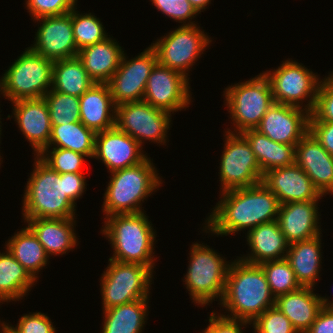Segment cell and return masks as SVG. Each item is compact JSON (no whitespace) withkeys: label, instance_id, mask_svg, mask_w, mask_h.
I'll list each match as a JSON object with an SVG mask.
<instances>
[{"label":"cell","instance_id":"6da1fadb","mask_svg":"<svg viewBox=\"0 0 333 333\" xmlns=\"http://www.w3.org/2000/svg\"><path fill=\"white\" fill-rule=\"evenodd\" d=\"M33 157V171L22 198L23 219L78 217L76 201L82 198L88 185L84 174H59L38 156Z\"/></svg>","mask_w":333,"mask_h":333},{"label":"cell","instance_id":"7a4b0ae2","mask_svg":"<svg viewBox=\"0 0 333 333\" xmlns=\"http://www.w3.org/2000/svg\"><path fill=\"white\" fill-rule=\"evenodd\" d=\"M219 201L203 223V233L228 236L249 232L260 224L277 220L280 203L262 183L221 192Z\"/></svg>","mask_w":333,"mask_h":333},{"label":"cell","instance_id":"3957f363","mask_svg":"<svg viewBox=\"0 0 333 333\" xmlns=\"http://www.w3.org/2000/svg\"><path fill=\"white\" fill-rule=\"evenodd\" d=\"M218 304L226 310L222 315L250 323L275 306V297L262 267L238 257L234 259L228 269L223 298Z\"/></svg>","mask_w":333,"mask_h":333},{"label":"cell","instance_id":"277c9868","mask_svg":"<svg viewBox=\"0 0 333 333\" xmlns=\"http://www.w3.org/2000/svg\"><path fill=\"white\" fill-rule=\"evenodd\" d=\"M103 218L104 225L100 233L107 238L113 249V255L109 259L138 263L154 270L157 261V257H154L157 232L148 215L140 212Z\"/></svg>","mask_w":333,"mask_h":333},{"label":"cell","instance_id":"5b68a950","mask_svg":"<svg viewBox=\"0 0 333 333\" xmlns=\"http://www.w3.org/2000/svg\"><path fill=\"white\" fill-rule=\"evenodd\" d=\"M158 172L153 158L147 157L135 166L109 173L110 180L103 194V215L146 212L142 203L164 182Z\"/></svg>","mask_w":333,"mask_h":333},{"label":"cell","instance_id":"8992f818","mask_svg":"<svg viewBox=\"0 0 333 333\" xmlns=\"http://www.w3.org/2000/svg\"><path fill=\"white\" fill-rule=\"evenodd\" d=\"M187 258L189 264L182 280L189 291L192 303L195 306L197 304L206 307L211 306L213 301L221 302L232 260L226 261L227 257L222 256L207 243L201 244L197 241L192 242Z\"/></svg>","mask_w":333,"mask_h":333},{"label":"cell","instance_id":"52a82bcc","mask_svg":"<svg viewBox=\"0 0 333 333\" xmlns=\"http://www.w3.org/2000/svg\"><path fill=\"white\" fill-rule=\"evenodd\" d=\"M222 96L233 126L226 130L231 133L256 129L274 103L270 82L263 71L249 80L228 85Z\"/></svg>","mask_w":333,"mask_h":333},{"label":"cell","instance_id":"ba28073f","mask_svg":"<svg viewBox=\"0 0 333 333\" xmlns=\"http://www.w3.org/2000/svg\"><path fill=\"white\" fill-rule=\"evenodd\" d=\"M52 68L53 61L29 46L0 78V94L10 102L43 98L52 87Z\"/></svg>","mask_w":333,"mask_h":333},{"label":"cell","instance_id":"9c48e42d","mask_svg":"<svg viewBox=\"0 0 333 333\" xmlns=\"http://www.w3.org/2000/svg\"><path fill=\"white\" fill-rule=\"evenodd\" d=\"M108 263L100 277L102 311L135 300L150 299L155 271L138 263L111 259Z\"/></svg>","mask_w":333,"mask_h":333},{"label":"cell","instance_id":"30bf717a","mask_svg":"<svg viewBox=\"0 0 333 333\" xmlns=\"http://www.w3.org/2000/svg\"><path fill=\"white\" fill-rule=\"evenodd\" d=\"M263 73L270 82L275 103L300 107L310 113L313 111L321 81L317 72L288 58L278 68Z\"/></svg>","mask_w":333,"mask_h":333},{"label":"cell","instance_id":"8fae6325","mask_svg":"<svg viewBox=\"0 0 333 333\" xmlns=\"http://www.w3.org/2000/svg\"><path fill=\"white\" fill-rule=\"evenodd\" d=\"M162 35L150 46L155 50L157 61L163 66L182 73L186 78L191 68L201 58L204 51L209 49L211 35L204 32L198 24L178 26Z\"/></svg>","mask_w":333,"mask_h":333},{"label":"cell","instance_id":"7c38bea8","mask_svg":"<svg viewBox=\"0 0 333 333\" xmlns=\"http://www.w3.org/2000/svg\"><path fill=\"white\" fill-rule=\"evenodd\" d=\"M172 122L170 112L153 107L143 100L116 106L115 127L130 135L142 147L145 141L166 146Z\"/></svg>","mask_w":333,"mask_h":333},{"label":"cell","instance_id":"4fadbf2b","mask_svg":"<svg viewBox=\"0 0 333 333\" xmlns=\"http://www.w3.org/2000/svg\"><path fill=\"white\" fill-rule=\"evenodd\" d=\"M219 166L220 193L262 182L263 174L250 144L241 133L224 131Z\"/></svg>","mask_w":333,"mask_h":333},{"label":"cell","instance_id":"5bb4252c","mask_svg":"<svg viewBox=\"0 0 333 333\" xmlns=\"http://www.w3.org/2000/svg\"><path fill=\"white\" fill-rule=\"evenodd\" d=\"M157 62L150 45L132 59L123 53L119 68L107 83L116 106L143 100L148 77Z\"/></svg>","mask_w":333,"mask_h":333},{"label":"cell","instance_id":"9a60e30c","mask_svg":"<svg viewBox=\"0 0 333 333\" xmlns=\"http://www.w3.org/2000/svg\"><path fill=\"white\" fill-rule=\"evenodd\" d=\"M190 81L182 73L156 63L148 77L143 101L176 114L193 102Z\"/></svg>","mask_w":333,"mask_h":333},{"label":"cell","instance_id":"2e32d148","mask_svg":"<svg viewBox=\"0 0 333 333\" xmlns=\"http://www.w3.org/2000/svg\"><path fill=\"white\" fill-rule=\"evenodd\" d=\"M38 24L31 48L51 61L77 57L72 26V11L60 16H47L33 20Z\"/></svg>","mask_w":333,"mask_h":333},{"label":"cell","instance_id":"e0dca14e","mask_svg":"<svg viewBox=\"0 0 333 333\" xmlns=\"http://www.w3.org/2000/svg\"><path fill=\"white\" fill-rule=\"evenodd\" d=\"M309 118L303 108L274 102L256 130L277 143L297 145L309 132Z\"/></svg>","mask_w":333,"mask_h":333},{"label":"cell","instance_id":"ac0fdd59","mask_svg":"<svg viewBox=\"0 0 333 333\" xmlns=\"http://www.w3.org/2000/svg\"><path fill=\"white\" fill-rule=\"evenodd\" d=\"M143 149L130 135L113 127L96 133L93 159L100 160L111 173L143 162L148 157Z\"/></svg>","mask_w":333,"mask_h":333},{"label":"cell","instance_id":"d6986e66","mask_svg":"<svg viewBox=\"0 0 333 333\" xmlns=\"http://www.w3.org/2000/svg\"><path fill=\"white\" fill-rule=\"evenodd\" d=\"M12 114L7 119H14L33 149L34 156H38L49 143L51 136V121L49 109L44 98L21 99L11 102ZM13 116V117H12Z\"/></svg>","mask_w":333,"mask_h":333},{"label":"cell","instance_id":"ffe728a7","mask_svg":"<svg viewBox=\"0 0 333 333\" xmlns=\"http://www.w3.org/2000/svg\"><path fill=\"white\" fill-rule=\"evenodd\" d=\"M262 183L277 197L281 204L302 201H320L324 199L296 163L275 168L263 174Z\"/></svg>","mask_w":333,"mask_h":333},{"label":"cell","instance_id":"44dd1931","mask_svg":"<svg viewBox=\"0 0 333 333\" xmlns=\"http://www.w3.org/2000/svg\"><path fill=\"white\" fill-rule=\"evenodd\" d=\"M318 202H290L279 206L277 221L289 244L322 234Z\"/></svg>","mask_w":333,"mask_h":333},{"label":"cell","instance_id":"7402d4cb","mask_svg":"<svg viewBox=\"0 0 333 333\" xmlns=\"http://www.w3.org/2000/svg\"><path fill=\"white\" fill-rule=\"evenodd\" d=\"M295 163L305 171L323 196L333 195V156L310 132L296 145Z\"/></svg>","mask_w":333,"mask_h":333},{"label":"cell","instance_id":"603a6c76","mask_svg":"<svg viewBox=\"0 0 333 333\" xmlns=\"http://www.w3.org/2000/svg\"><path fill=\"white\" fill-rule=\"evenodd\" d=\"M76 218H36L22 219L43 245L49 257L68 254L77 248Z\"/></svg>","mask_w":333,"mask_h":333},{"label":"cell","instance_id":"cb8c5ba5","mask_svg":"<svg viewBox=\"0 0 333 333\" xmlns=\"http://www.w3.org/2000/svg\"><path fill=\"white\" fill-rule=\"evenodd\" d=\"M245 236L249 252L246 255L237 256L243 261L260 265L266 261L286 258L289 243L277 220L260 224L246 232Z\"/></svg>","mask_w":333,"mask_h":333},{"label":"cell","instance_id":"d4e9b609","mask_svg":"<svg viewBox=\"0 0 333 333\" xmlns=\"http://www.w3.org/2000/svg\"><path fill=\"white\" fill-rule=\"evenodd\" d=\"M80 121L99 133L115 127L116 105L107 83H94L79 97Z\"/></svg>","mask_w":333,"mask_h":333},{"label":"cell","instance_id":"484cf974","mask_svg":"<svg viewBox=\"0 0 333 333\" xmlns=\"http://www.w3.org/2000/svg\"><path fill=\"white\" fill-rule=\"evenodd\" d=\"M125 50L113 36L79 50L77 57L95 83H108L120 66Z\"/></svg>","mask_w":333,"mask_h":333},{"label":"cell","instance_id":"4316f807","mask_svg":"<svg viewBox=\"0 0 333 333\" xmlns=\"http://www.w3.org/2000/svg\"><path fill=\"white\" fill-rule=\"evenodd\" d=\"M314 290L312 287H300L275 298V306L285 314L298 333H305L310 328L322 308L321 295Z\"/></svg>","mask_w":333,"mask_h":333},{"label":"cell","instance_id":"83f0119b","mask_svg":"<svg viewBox=\"0 0 333 333\" xmlns=\"http://www.w3.org/2000/svg\"><path fill=\"white\" fill-rule=\"evenodd\" d=\"M322 235L312 239L289 244L286 260L294 271L296 280L301 287L314 288L322 267Z\"/></svg>","mask_w":333,"mask_h":333},{"label":"cell","instance_id":"f1b7e54d","mask_svg":"<svg viewBox=\"0 0 333 333\" xmlns=\"http://www.w3.org/2000/svg\"><path fill=\"white\" fill-rule=\"evenodd\" d=\"M4 246L38 282V274L49 264L50 257L33 231L28 226L21 228Z\"/></svg>","mask_w":333,"mask_h":333},{"label":"cell","instance_id":"f546056e","mask_svg":"<svg viewBox=\"0 0 333 333\" xmlns=\"http://www.w3.org/2000/svg\"><path fill=\"white\" fill-rule=\"evenodd\" d=\"M149 300H135L104 310L100 333H142L150 313Z\"/></svg>","mask_w":333,"mask_h":333},{"label":"cell","instance_id":"4dcf8cb0","mask_svg":"<svg viewBox=\"0 0 333 333\" xmlns=\"http://www.w3.org/2000/svg\"><path fill=\"white\" fill-rule=\"evenodd\" d=\"M241 134L250 144L262 174L295 163L296 145L277 143L256 129L245 130Z\"/></svg>","mask_w":333,"mask_h":333},{"label":"cell","instance_id":"1f68e13d","mask_svg":"<svg viewBox=\"0 0 333 333\" xmlns=\"http://www.w3.org/2000/svg\"><path fill=\"white\" fill-rule=\"evenodd\" d=\"M4 248L5 251H0V299L8 304L25 299L37 281Z\"/></svg>","mask_w":333,"mask_h":333},{"label":"cell","instance_id":"d6a6232c","mask_svg":"<svg viewBox=\"0 0 333 333\" xmlns=\"http://www.w3.org/2000/svg\"><path fill=\"white\" fill-rule=\"evenodd\" d=\"M94 83L78 57L53 62L52 90L80 97Z\"/></svg>","mask_w":333,"mask_h":333},{"label":"cell","instance_id":"836d02e7","mask_svg":"<svg viewBox=\"0 0 333 333\" xmlns=\"http://www.w3.org/2000/svg\"><path fill=\"white\" fill-rule=\"evenodd\" d=\"M96 133L81 121L52 125L51 136L46 148H63L81 153L93 159Z\"/></svg>","mask_w":333,"mask_h":333},{"label":"cell","instance_id":"e575fe53","mask_svg":"<svg viewBox=\"0 0 333 333\" xmlns=\"http://www.w3.org/2000/svg\"><path fill=\"white\" fill-rule=\"evenodd\" d=\"M77 6L72 10V26L74 40L77 49L80 50L88 45H92L105 40L108 33L95 13H80Z\"/></svg>","mask_w":333,"mask_h":333},{"label":"cell","instance_id":"d590c367","mask_svg":"<svg viewBox=\"0 0 333 333\" xmlns=\"http://www.w3.org/2000/svg\"><path fill=\"white\" fill-rule=\"evenodd\" d=\"M260 266L264 270L267 282L275 298L296 291L301 287L286 259L266 261L261 263Z\"/></svg>","mask_w":333,"mask_h":333},{"label":"cell","instance_id":"8d00e7d4","mask_svg":"<svg viewBox=\"0 0 333 333\" xmlns=\"http://www.w3.org/2000/svg\"><path fill=\"white\" fill-rule=\"evenodd\" d=\"M43 98L49 109L51 125L80 121L79 97L50 89Z\"/></svg>","mask_w":333,"mask_h":333},{"label":"cell","instance_id":"74e56055","mask_svg":"<svg viewBox=\"0 0 333 333\" xmlns=\"http://www.w3.org/2000/svg\"><path fill=\"white\" fill-rule=\"evenodd\" d=\"M38 157L59 174L84 173L82 170L88 159L81 153L63 148H45Z\"/></svg>","mask_w":333,"mask_h":333},{"label":"cell","instance_id":"f35d334b","mask_svg":"<svg viewBox=\"0 0 333 333\" xmlns=\"http://www.w3.org/2000/svg\"><path fill=\"white\" fill-rule=\"evenodd\" d=\"M253 333H298L290 320L276 306L268 308L252 323Z\"/></svg>","mask_w":333,"mask_h":333},{"label":"cell","instance_id":"ab89813d","mask_svg":"<svg viewBox=\"0 0 333 333\" xmlns=\"http://www.w3.org/2000/svg\"><path fill=\"white\" fill-rule=\"evenodd\" d=\"M152 6H155L165 16L181 23L180 26H191L199 24L194 20L199 13L188 0H150Z\"/></svg>","mask_w":333,"mask_h":333},{"label":"cell","instance_id":"60d3db41","mask_svg":"<svg viewBox=\"0 0 333 333\" xmlns=\"http://www.w3.org/2000/svg\"><path fill=\"white\" fill-rule=\"evenodd\" d=\"M309 121H327L333 123V71L321 79L315 106Z\"/></svg>","mask_w":333,"mask_h":333},{"label":"cell","instance_id":"b9f144b4","mask_svg":"<svg viewBox=\"0 0 333 333\" xmlns=\"http://www.w3.org/2000/svg\"><path fill=\"white\" fill-rule=\"evenodd\" d=\"M78 0H25V8L31 20L47 16H60L70 13Z\"/></svg>","mask_w":333,"mask_h":333},{"label":"cell","instance_id":"7bdbcfd3","mask_svg":"<svg viewBox=\"0 0 333 333\" xmlns=\"http://www.w3.org/2000/svg\"><path fill=\"white\" fill-rule=\"evenodd\" d=\"M9 323L7 322V327L13 333H57L58 331L49 316L38 311L23 314L15 327Z\"/></svg>","mask_w":333,"mask_h":333},{"label":"cell","instance_id":"ee69618b","mask_svg":"<svg viewBox=\"0 0 333 333\" xmlns=\"http://www.w3.org/2000/svg\"><path fill=\"white\" fill-rule=\"evenodd\" d=\"M217 313L215 309L210 313L209 324L200 333H244L243 328L245 330L247 326H251V323L246 320L226 317L222 315V312Z\"/></svg>","mask_w":333,"mask_h":333},{"label":"cell","instance_id":"f6af8a7d","mask_svg":"<svg viewBox=\"0 0 333 333\" xmlns=\"http://www.w3.org/2000/svg\"><path fill=\"white\" fill-rule=\"evenodd\" d=\"M309 132L333 156V123L327 121H309Z\"/></svg>","mask_w":333,"mask_h":333},{"label":"cell","instance_id":"bcb514c9","mask_svg":"<svg viewBox=\"0 0 333 333\" xmlns=\"http://www.w3.org/2000/svg\"><path fill=\"white\" fill-rule=\"evenodd\" d=\"M305 333H333V308L322 307Z\"/></svg>","mask_w":333,"mask_h":333},{"label":"cell","instance_id":"7dc6e473","mask_svg":"<svg viewBox=\"0 0 333 333\" xmlns=\"http://www.w3.org/2000/svg\"><path fill=\"white\" fill-rule=\"evenodd\" d=\"M192 6L196 9V11L201 14L204 12L206 8H208L209 4H211L212 0H188Z\"/></svg>","mask_w":333,"mask_h":333},{"label":"cell","instance_id":"c3c4849f","mask_svg":"<svg viewBox=\"0 0 333 333\" xmlns=\"http://www.w3.org/2000/svg\"><path fill=\"white\" fill-rule=\"evenodd\" d=\"M321 296L322 307L333 308V299L330 300V297Z\"/></svg>","mask_w":333,"mask_h":333},{"label":"cell","instance_id":"681fc988","mask_svg":"<svg viewBox=\"0 0 333 333\" xmlns=\"http://www.w3.org/2000/svg\"><path fill=\"white\" fill-rule=\"evenodd\" d=\"M5 302L3 300L0 299V306H2L1 304H4ZM1 309V307H0ZM7 327V321H1L0 320V331H2L3 329H5Z\"/></svg>","mask_w":333,"mask_h":333},{"label":"cell","instance_id":"f907efd6","mask_svg":"<svg viewBox=\"0 0 333 333\" xmlns=\"http://www.w3.org/2000/svg\"><path fill=\"white\" fill-rule=\"evenodd\" d=\"M0 97H1V95H0ZM0 108H1V107H0ZM1 112H2V110L0 111V113H1ZM2 119H3V118H1V114H0V143H1V141H2V140H1V135H2V130H3V129H2V125H1V124H2V121H1V120H2Z\"/></svg>","mask_w":333,"mask_h":333},{"label":"cell","instance_id":"816d5d0a","mask_svg":"<svg viewBox=\"0 0 333 333\" xmlns=\"http://www.w3.org/2000/svg\"><path fill=\"white\" fill-rule=\"evenodd\" d=\"M0 333H10V329L8 327H6L2 331H0Z\"/></svg>","mask_w":333,"mask_h":333},{"label":"cell","instance_id":"f5cc1de1","mask_svg":"<svg viewBox=\"0 0 333 333\" xmlns=\"http://www.w3.org/2000/svg\"><path fill=\"white\" fill-rule=\"evenodd\" d=\"M1 153V152H0ZM1 159H3L2 157H1V154H0V165L2 164V162H3V160H1ZM0 168H1V166H0Z\"/></svg>","mask_w":333,"mask_h":333}]
</instances>
